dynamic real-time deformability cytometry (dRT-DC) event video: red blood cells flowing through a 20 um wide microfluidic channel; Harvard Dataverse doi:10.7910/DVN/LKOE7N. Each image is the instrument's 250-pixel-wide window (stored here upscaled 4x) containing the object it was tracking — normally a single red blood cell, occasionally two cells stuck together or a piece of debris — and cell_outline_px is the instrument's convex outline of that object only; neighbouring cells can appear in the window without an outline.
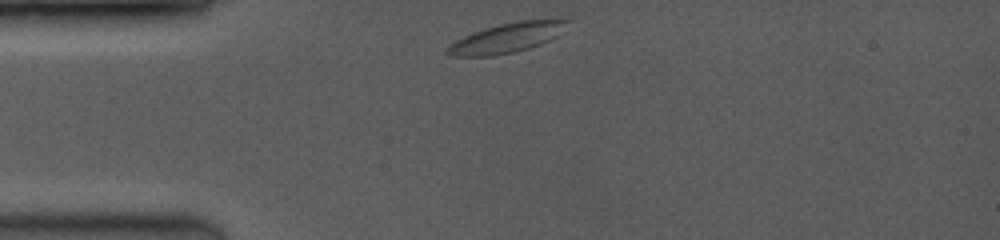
{"species": "common noctule bat (a hibernating species)", "species_latin": "Nyctalus noctula", "temperature_condition": "room temperature", "stored_images_in_passage": 9, "camera_frame_rate_fps": 3500, "um_per_image_px": 0.085, "animal": {"sex": "female", "body_mass_g": 19.0, "forearm_length_mm": 53.3}, "frame": {"image": 1, "passage_image": 1, "time_ms": 0.0, "image_size_px": [1000, 240], "cell_outline_px": [[572, 20], [552, 40], [528, 48], [512, 52], [492, 56], [456, 56], [444, 52], [444, 48], [456, 40], [472, 32], [484, 28], [516, 20], [556, 16]], "centroid_in_image_um": [43.18, 3.16], "position_along_channel_um": 41.8, "area_um2": 21.39}}
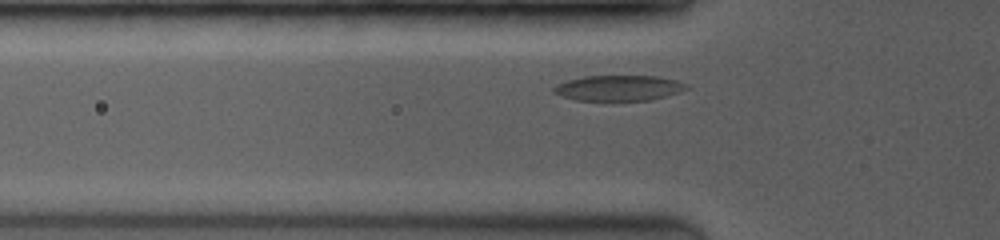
{"frame": {"image": 2, "passage_image": 8, "time_ms": 1.429, "image_size_px": [1000, 240], "cell_outline_px": [[688, 88], [680, 92], [648, 100], [576, 100], [552, 92], [552, 88], [556, 84], [568, 80], [584, 76], [656, 76], [676, 80], [688, 84]], "centroid_in_image_um": [52.58, 7.47], "position_along_channel_um": 73.2, "area_um2": 19.54}}